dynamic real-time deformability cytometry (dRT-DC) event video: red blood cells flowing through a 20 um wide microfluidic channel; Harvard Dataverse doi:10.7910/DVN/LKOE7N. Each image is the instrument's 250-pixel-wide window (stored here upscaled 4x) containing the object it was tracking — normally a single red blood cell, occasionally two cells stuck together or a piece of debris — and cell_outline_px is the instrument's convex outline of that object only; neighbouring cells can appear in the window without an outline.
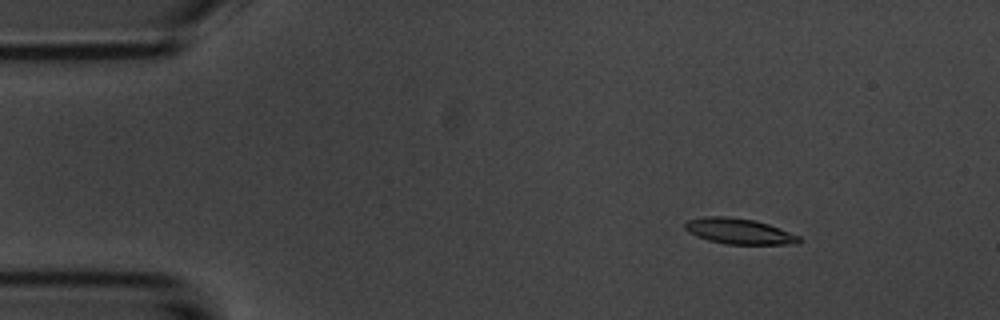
{"species": "common noctule bat (a hibernating species)", "species_latin": "Nyctalus noctula", "temperature_condition": "room temperature", "stored_images_in_passage": 4, "camera_frame_rate_fps": 3000, "um_per_image_px": 0.085, "animal": {"sex": "male", "body_mass_g": 20.1, "forearm_length_mm": 53.5}, "frame": {"image": 1, "passage_image": 2, "time_ms": 1.0, "image_size_px": [1000, 320], "cell_outline_px": [[804, 240], [800, 244], [724, 244], [708, 240], [696, 236], [688, 232], [684, 228], [684, 224], [688, 220], [704, 216], [728, 216], [756, 220], [768, 224], [800, 236]], "centroid_in_image_um": [62.83, 19.66], "position_along_channel_um": 22.2, "area_um2": 17.28}}